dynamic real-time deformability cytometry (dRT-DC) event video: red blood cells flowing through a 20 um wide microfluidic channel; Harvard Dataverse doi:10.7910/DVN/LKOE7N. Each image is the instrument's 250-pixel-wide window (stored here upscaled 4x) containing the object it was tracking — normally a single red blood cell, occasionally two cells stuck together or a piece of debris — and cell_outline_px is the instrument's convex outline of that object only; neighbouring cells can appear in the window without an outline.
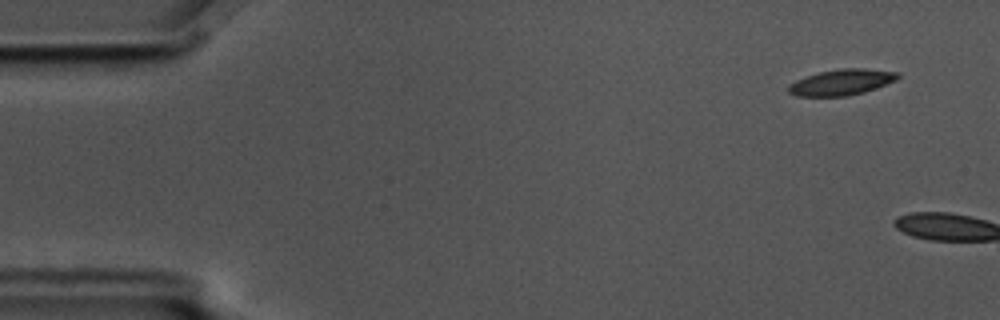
{"species": "common noctule bat (a hibernating species)", "species_latin": "Nyctalus noctula", "temperature_condition": "cold", "stored_images_in_passage": 2, "camera_frame_rate_fps": 3000, "um_per_image_px": 0.085, "animal": {"sex": "male", "body_mass_g": 17.5, "forearm_length_mm": 52.3}, "frame": {"image": 1, "passage_image": 1, "time_ms": 0.0, "image_size_px": [1000, 320], "cell_outline_px": [[900, 76], [896, 80], [876, 88], [864, 92], [848, 96], [796, 96], [788, 92], [788, 84], [796, 80], [820, 72], [840, 68], [864, 68], [900, 72]], "centroid_in_image_um": [71.55, 6.99], "position_along_channel_um": 13.4, "area_um2": 16.53}}